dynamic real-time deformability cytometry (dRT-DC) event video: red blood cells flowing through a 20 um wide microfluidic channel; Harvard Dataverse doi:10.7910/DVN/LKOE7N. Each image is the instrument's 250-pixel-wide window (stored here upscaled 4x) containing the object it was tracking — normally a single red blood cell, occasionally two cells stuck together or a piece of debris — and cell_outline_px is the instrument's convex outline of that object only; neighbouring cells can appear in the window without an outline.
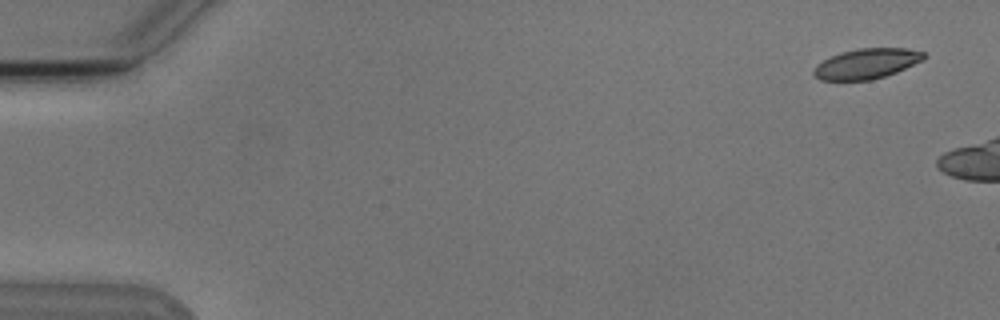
{"species": "Egyptian fruit bat (a non-hibernating species)", "species_latin": "Rousettus aegyptiacus", "temperature_condition": "cold", "stored_images_in_passage": 3, "camera_frame_rate_fps": 3000, "um_per_image_px": 0.085, "animal": {"sex": "male"}, "frame": {"image": 1, "passage_image": 1, "time_ms": 0.0, "image_size_px": [1000, 320], "cell_outline_px": [[928, 56], [924, 60], [896, 72], [872, 80], [820, 80], [812, 76], [812, 72], [816, 64], [840, 52], [860, 48], [908, 48], [924, 52]], "centroid_in_image_um": [73.66, 5.41], "position_along_channel_um": 11.3, "area_um2": 19.54}}